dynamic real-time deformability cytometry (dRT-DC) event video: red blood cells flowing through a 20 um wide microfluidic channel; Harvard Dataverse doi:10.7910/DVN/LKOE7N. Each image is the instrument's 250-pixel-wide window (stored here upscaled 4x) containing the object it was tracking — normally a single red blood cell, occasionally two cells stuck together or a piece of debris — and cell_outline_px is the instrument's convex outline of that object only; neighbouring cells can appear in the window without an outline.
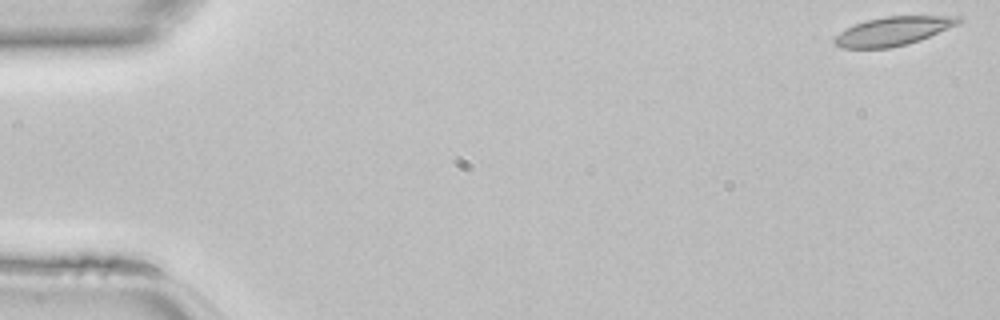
{"species": "common noctule bat (a hibernating species)", "species_latin": "Nyctalus noctula", "temperature_condition": "room temperature", "stored_images_in_passage": 46, "camera_frame_rate_fps": 3000, "um_per_image_px": 0.085, "animal": {"sex": "female", "body_mass_g": 22.7, "forearm_length_mm": 54.2}, "frame": {"image": 1, "passage_image": 1, "time_ms": 0.0, "image_size_px": [1000, 320], "cell_outline_px": [[964, 20], [956, 24], [920, 40], [908, 44], [888, 48], [840, 48], [832, 44], [832, 36], [856, 24], [868, 20], [884, 16], [960, 16]], "centroid_in_image_um": [75.84, 2.65], "position_along_channel_um": 9.2, "area_um2": 20.69}}
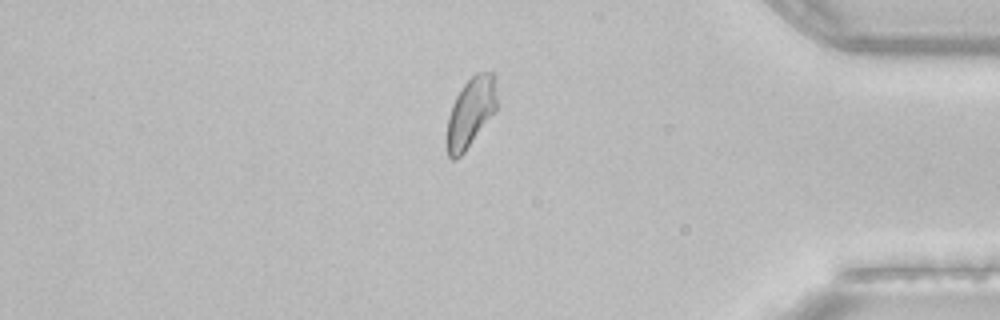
{"frame": {"image": 2, "passage_image": 39, "time_ms": 12.667, "image_size_px": [1000, 320], "cell_outline_px": [[496, 108], [464, 152], [456, 160], [452, 160], [448, 156], [448, 116], [452, 104], [456, 96], [464, 84], [476, 72], [492, 72], [496, 100]], "centroid_in_image_um": [39.97, 9.54], "position_along_channel_um": 395.2, "area_um2": 19.42}}